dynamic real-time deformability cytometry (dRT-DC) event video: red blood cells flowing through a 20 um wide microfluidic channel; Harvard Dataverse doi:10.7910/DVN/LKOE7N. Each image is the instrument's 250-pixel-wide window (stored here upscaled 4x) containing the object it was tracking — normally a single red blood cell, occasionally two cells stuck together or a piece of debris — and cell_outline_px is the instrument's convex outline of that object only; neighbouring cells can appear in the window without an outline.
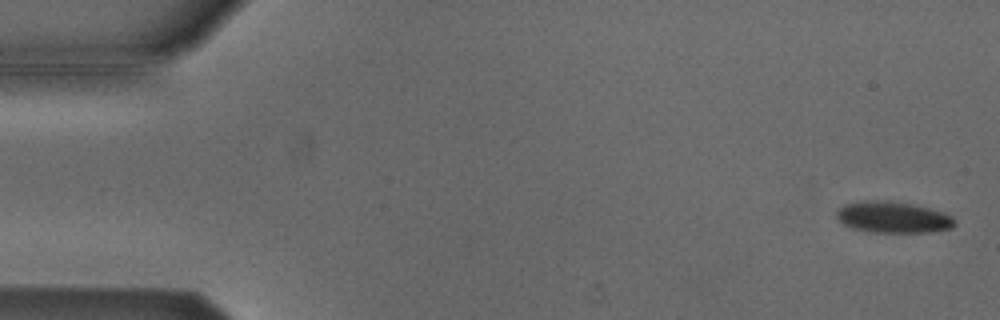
{"species": "Egyptian fruit bat (a non-hibernating species)", "species_latin": "Rousettus aegyptiacus", "temperature_condition": "cold", "stored_images_in_passage": 8, "camera_frame_rate_fps": 3000, "um_per_image_px": 0.085, "animal": {"sex": "male"}, "frame": {"image": 1, "passage_image": 1, "time_ms": 0.0, "image_size_px": [1000, 320], "cell_outline_px": [[956, 224], [952, 228], [928, 232], [872, 232], [852, 228], [844, 224], [836, 216], [836, 212], [844, 204], [864, 200], [888, 200], [912, 204], [944, 212], [952, 216], [956, 220]], "centroid_in_image_um": [75.92, 18.46], "position_along_channel_um": 9.1, "area_um2": 21.62}}
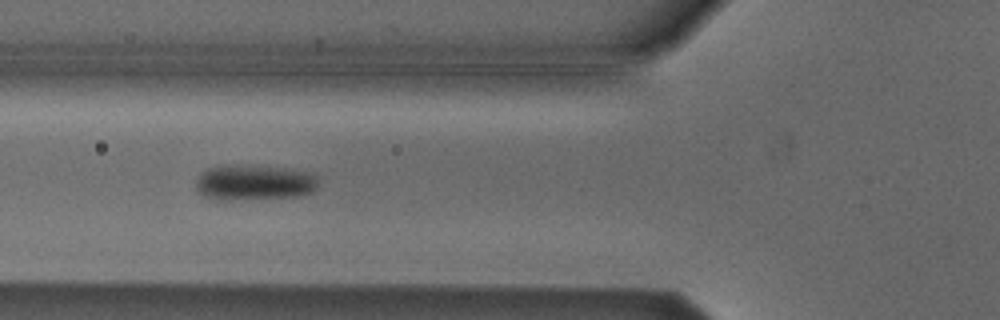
{"frame": {"image": 2, "passage_image": 6, "time_ms": 1.667, "image_size_px": [1000, 320], "cell_outline_px": [[316, 188], [312, 192], [296, 196], [228, 200], [220, 200], [204, 196], [196, 188], [196, 180], [208, 168], [224, 164], [240, 164], [284, 168], [308, 172], [316, 176]], "centroid_in_image_um": [21.57, 15.5], "position_along_channel_um": 104.2, "area_um2": 25.2}}
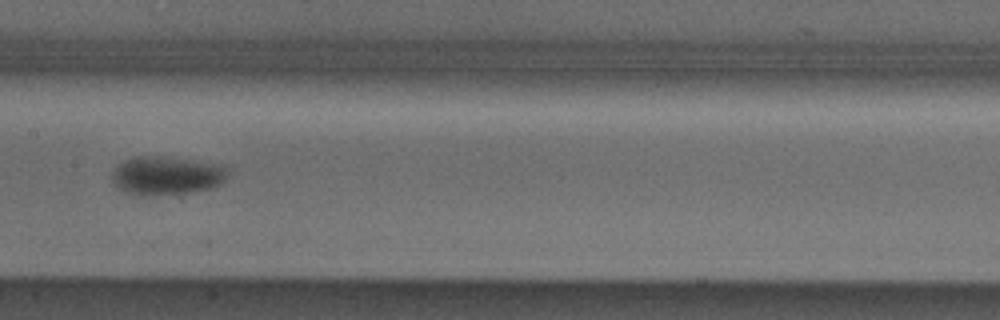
{"frame": {"image": 3, "passage_image": 8, "time_ms": 2.333, "image_size_px": [1000, 320], "cell_outline_px": [[228, 168], [224, 180], [220, 184], [208, 188], [192, 192], [148, 196], [136, 196], [120, 188], [112, 180], [112, 172], [116, 164], [124, 160], [140, 156], [160, 156], [220, 164]], "centroid_in_image_um": [14.12, 14.92], "position_along_channel_um": 193.3, "area_um2": 25.89}}